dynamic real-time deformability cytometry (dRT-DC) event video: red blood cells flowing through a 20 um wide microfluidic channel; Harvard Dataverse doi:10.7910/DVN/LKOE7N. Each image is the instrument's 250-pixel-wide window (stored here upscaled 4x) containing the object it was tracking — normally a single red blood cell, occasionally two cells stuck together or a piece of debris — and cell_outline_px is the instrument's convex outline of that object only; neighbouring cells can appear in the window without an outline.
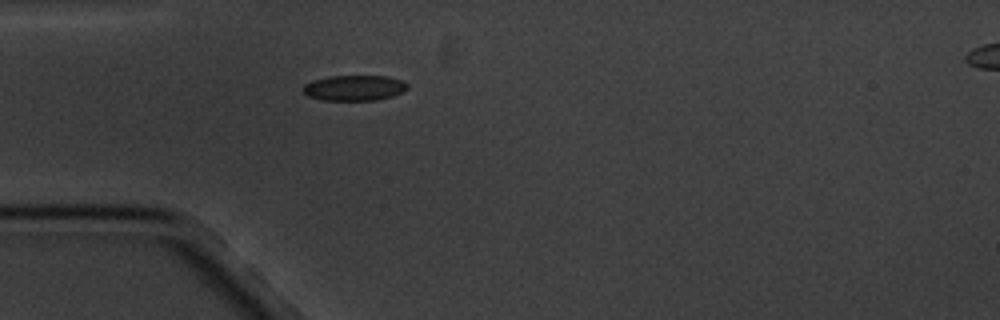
{"species": "common noctule bat (a hibernating species)", "species_latin": "Nyctalus noctula", "temperature_condition": "cold", "stored_images_in_passage": 1, "camera_frame_rate_fps": 3000, "um_per_image_px": 0.085, "animal": {"sex": "male", "body_mass_g": 20.1, "forearm_length_mm": 53.5}, "frame": {"image": 1, "passage_image": 1, "time_ms": 0.0, "image_size_px": [1000, 320], "cell_outline_px": [[408, 88], [392, 96], [376, 100], [324, 100], [308, 96], [300, 92], [300, 88], [304, 84], [312, 80], [328, 76], [388, 76], [400, 80], [408, 84]], "centroid_in_image_um": [30.04, 7.47], "position_along_channel_um": 55.0, "area_um2": 15.61}}